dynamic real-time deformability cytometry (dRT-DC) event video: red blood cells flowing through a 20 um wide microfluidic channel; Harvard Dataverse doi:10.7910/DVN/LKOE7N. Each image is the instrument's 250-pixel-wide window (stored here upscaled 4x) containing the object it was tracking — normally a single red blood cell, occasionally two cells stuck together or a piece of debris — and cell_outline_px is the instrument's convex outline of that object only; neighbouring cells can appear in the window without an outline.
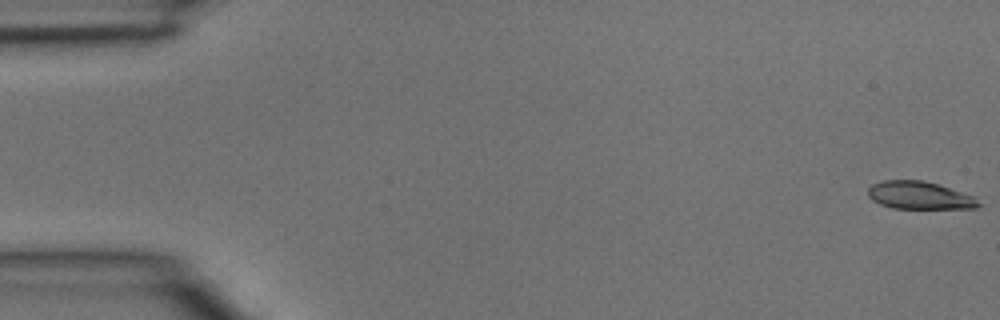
{"species": "common noctule bat (a hibernating species)", "species_latin": "Nyctalus noctula", "temperature_condition": "room temperature", "stored_images_in_passage": 4, "camera_frame_rate_fps": 3000, "um_per_image_px": 0.085, "animal": {"sex": "male", "body_mass_g": 15.6}, "frame": {"image": 1, "passage_image": 1, "time_ms": 0.0, "image_size_px": [1000, 320], "cell_outline_px": [[980, 204], [976, 208], [892, 208], [880, 204], [872, 200], [868, 196], [868, 188], [872, 184], [880, 180], [924, 180], [976, 196]], "centroid_in_image_um": [78.14, 16.6], "position_along_channel_um": 6.9, "area_um2": 17.92}}
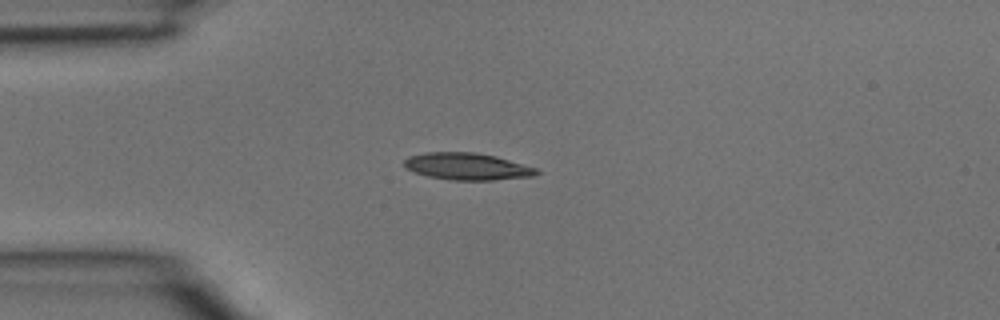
{"frame": {"image": 2, "passage_image": 3, "time_ms": 0.667, "image_size_px": [1000, 320], "cell_outline_px": [[540, 172], [532, 176], [492, 180], [452, 180], [428, 176], [404, 168], [404, 160], [408, 156], [424, 152], [476, 152], [496, 156], [536, 168]], "centroid_in_image_um": [39.67, 14.14], "position_along_channel_um": 45.3, "area_um2": 20.75}}
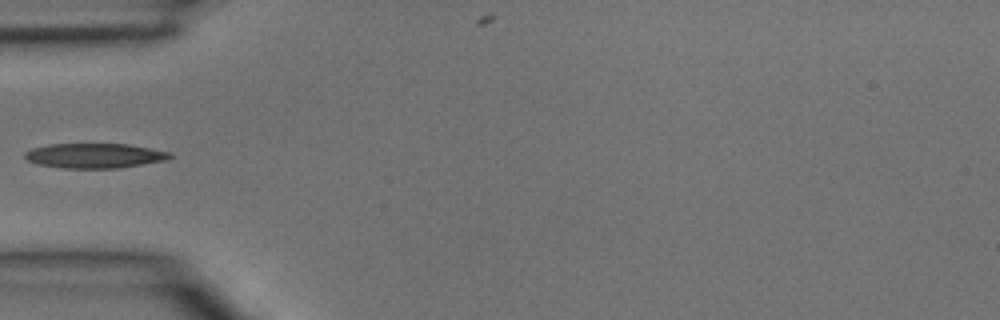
{"frame": {"image": 3, "passage_image": 4, "time_ms": 1.0, "image_size_px": [1000, 320], "cell_outline_px": [[172, 156], [168, 160], [116, 168], [60, 168], [40, 164], [28, 160], [24, 156], [24, 152], [32, 148], [48, 144], [128, 144], [172, 152]], "centroid_in_image_um": [8.06, 13.23], "position_along_channel_um": 76.9, "area_um2": 20.92}}